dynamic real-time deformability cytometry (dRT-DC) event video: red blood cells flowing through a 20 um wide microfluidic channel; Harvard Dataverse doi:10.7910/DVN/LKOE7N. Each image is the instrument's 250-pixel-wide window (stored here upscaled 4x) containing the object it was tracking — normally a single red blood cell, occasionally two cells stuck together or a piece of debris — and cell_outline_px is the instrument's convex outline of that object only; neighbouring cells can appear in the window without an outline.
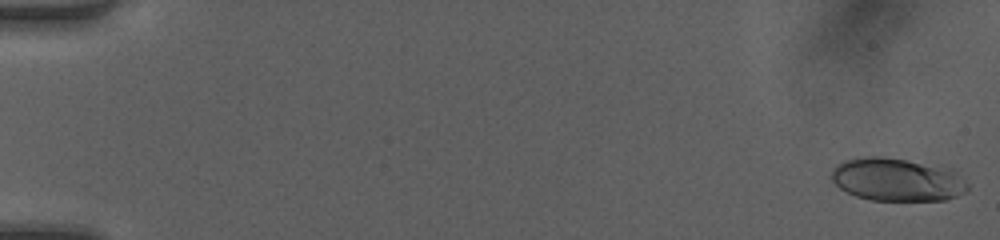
{"species": "human", "species_latin": "Homo sapiens", "temperature_condition": "room temperature", "stored_images_in_passage": 49, "camera_frame_rate_fps": 3000, "um_per_image_px": 0.085, "donor": {"sex": "female"}, "frame": {"image": 1, "passage_image": 1, "time_ms": 0.0, "image_size_px": [1000, 240], "cell_outline_px": [[968, 192], [944, 200], [872, 200], [856, 196], [840, 188], [832, 180], [832, 168], [836, 164], [844, 160], [856, 156], [884, 156], [952, 168], [968, 184]], "centroid_in_image_um": [76.25, 15.25], "position_along_channel_um": 8.8, "area_um2": 34.39}}
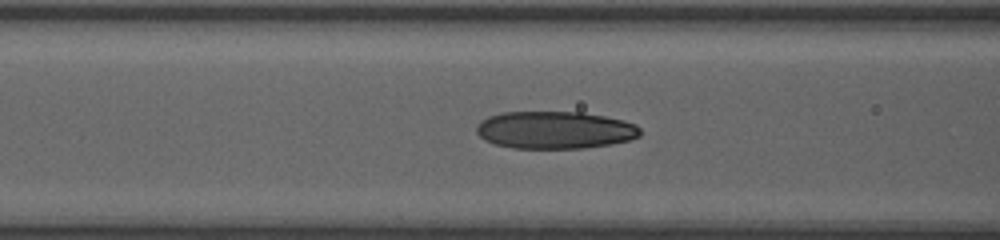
{"frame": {"image": 2, "passage_image": 21, "time_ms": 6.667, "image_size_px": [1000, 240], "cell_outline_px": [[640, 136], [628, 140], [612, 144], [584, 148], [512, 148], [496, 144], [484, 140], [476, 132], [476, 124], [480, 120], [488, 116], [504, 112], [580, 112], [604, 116], [624, 120], [636, 124], [640, 128]], "centroid_in_image_um": [47.15, 11.05], "position_along_channel_um": 119.5, "area_um2": 35.89}}
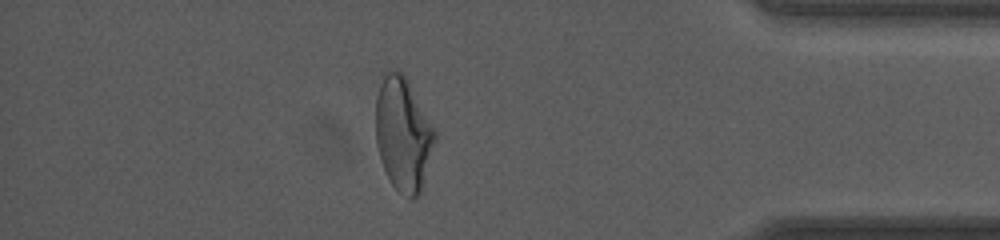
{"frame": {"image": 3, "passage_image": 43, "time_ms": 14.0, "image_size_px": [1000, 240], "cell_outline_px": [[436, 140], [420, 192], [412, 200], [400, 192], [388, 180], [380, 160], [376, 144], [376, 96], [380, 84], [384, 76], [388, 72], [400, 72], [408, 80], [436, 132]], "centroid_in_image_um": [34.26, 11.44], "position_along_channel_um": 400.9, "area_um2": 38.73}, "authors_computed_cell_mechanics": {"area_um2": 35.258, "velocity_mm_per_s": 4.2553, "shape_relaxation_time_tau1_ms": 10.9386, "shape_relaxation_time_tau2_ms": 1.2378, "deformation_change_tau1": 0.3135, "deformation_change_tau2": 0.0797}}